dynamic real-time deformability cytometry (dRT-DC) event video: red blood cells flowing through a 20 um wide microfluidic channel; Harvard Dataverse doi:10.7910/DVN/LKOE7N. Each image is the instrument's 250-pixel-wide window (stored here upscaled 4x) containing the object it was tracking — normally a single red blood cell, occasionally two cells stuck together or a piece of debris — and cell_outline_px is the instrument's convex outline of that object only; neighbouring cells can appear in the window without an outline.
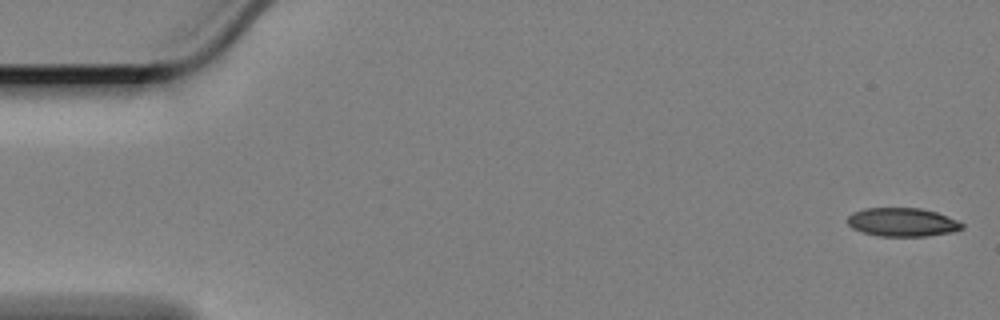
{"species": "Egyptian fruit bat (a non-hibernating species)", "species_latin": "Rousettus aegyptiacus", "temperature_condition": "cold", "stored_images_in_passage": 59, "camera_frame_rate_fps": 3000, "um_per_image_px": 0.085, "animal": {"sex": "female"}, "frame": {"image": 1, "passage_image": 1, "time_ms": 0.0, "image_size_px": [1000, 320], "cell_outline_px": [[964, 228], [948, 232], [924, 236], [880, 236], [864, 232], [852, 228], [848, 224], [848, 216], [852, 212], [864, 208], [920, 208], [936, 212], [956, 220], [964, 224]], "centroid_in_image_um": [76.67, 18.87], "position_along_channel_um": 8.3, "area_um2": 18.84}}
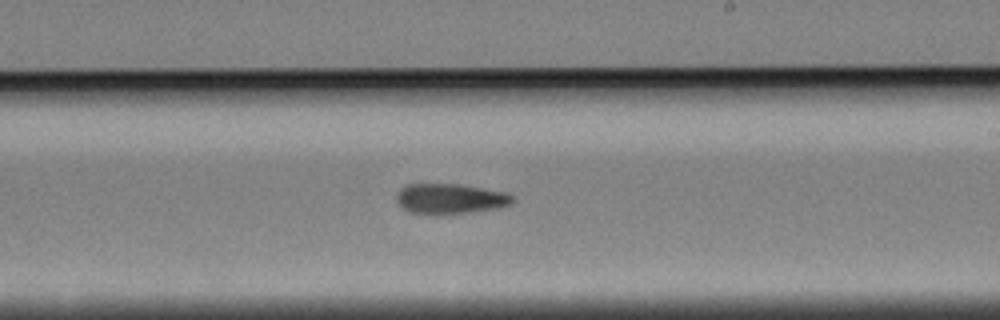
{"frame": {"image": 2, "passage_image": 34, "time_ms": 11.0, "image_size_px": [1000, 320], "cell_outline_px": [[516, 200], [512, 204], [500, 208], [436, 216], [408, 212], [396, 200], [396, 196], [400, 188], [408, 184], [460, 184], [508, 192]], "centroid_in_image_um": [38.29, 16.91], "position_along_channel_um": 250.7, "area_um2": 20.92}}
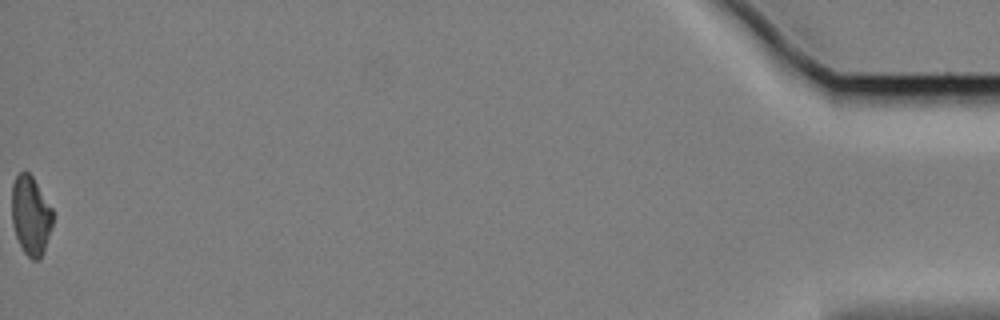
{"frame": {"image": 3, "passage_image": 59, "time_ms": 19.333, "image_size_px": [1000, 320], "cell_outline_px": [[52, 224], [44, 252], [40, 260], [32, 260], [24, 252], [16, 236], [12, 224], [12, 184], [16, 176], [20, 172], [28, 172], [32, 176], [52, 208]], "centroid_in_image_um": [2.6, 18.33], "position_along_channel_um": 432.6, "area_um2": 18.79}, "authors_computed_cell_mechanics": {"area_um2": 20.23, "velocity_mm_per_s": 3.3702, "shape_relaxation_time_tau1_ms": 5.0858, "shape_relaxation_time_tau2_ms": 8.5408, "deformation_change_tau1": 0.1346, "deformation_change_tau2": 0.1703}}